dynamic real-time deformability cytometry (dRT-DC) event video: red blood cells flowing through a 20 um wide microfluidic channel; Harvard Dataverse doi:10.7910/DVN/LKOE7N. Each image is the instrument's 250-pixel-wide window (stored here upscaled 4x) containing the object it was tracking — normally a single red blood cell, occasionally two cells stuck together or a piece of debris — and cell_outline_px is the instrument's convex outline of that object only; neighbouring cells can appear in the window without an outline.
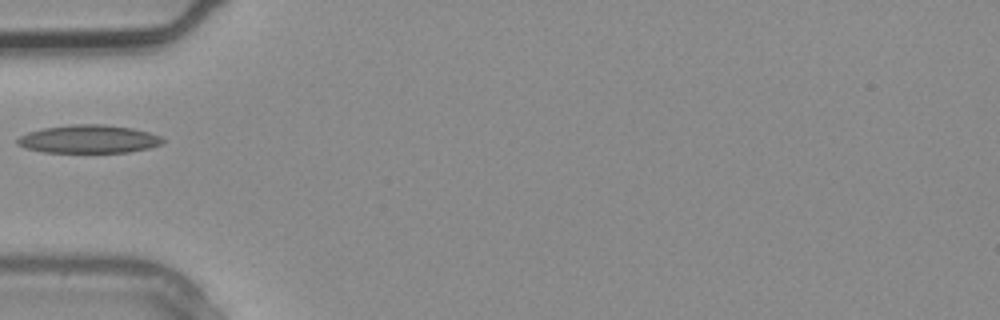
{"species": "common noctule bat (a hibernating species)", "species_latin": "Nyctalus noctula", "temperature_condition": "warm", "stored_images_in_passage": 2, "camera_frame_rate_fps": 3000, "um_per_image_px": 0.085, "animal": {"sex": "male", "body_mass_g": 20.4}, "frame": {"image": 1, "passage_image": 2, "time_ms": 0.333, "image_size_px": [1000, 320], "cell_outline_px": [[164, 140], [160, 144], [148, 148], [128, 152], [44, 152], [28, 148], [16, 144], [16, 140], [20, 136], [28, 132], [44, 128], [72, 124], [104, 124], [132, 128], [148, 132], [160, 136]], "centroid_in_image_um": [7.53, 11.81], "position_along_channel_um": 77.5, "area_um2": 23.64}}